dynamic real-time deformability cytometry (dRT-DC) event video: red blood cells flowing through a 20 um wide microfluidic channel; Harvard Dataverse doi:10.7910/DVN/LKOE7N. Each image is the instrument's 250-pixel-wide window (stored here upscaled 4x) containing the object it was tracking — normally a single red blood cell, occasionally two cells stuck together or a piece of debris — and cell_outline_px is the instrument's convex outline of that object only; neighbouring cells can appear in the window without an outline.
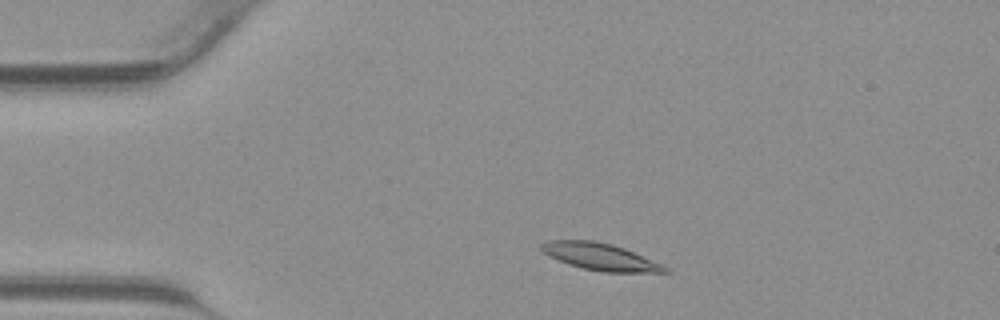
{"species": "common noctule bat (a hibernating species)", "species_latin": "Nyctalus noctula", "temperature_condition": "warm", "stored_images_in_passage": 38, "camera_frame_rate_fps": 3000, "um_per_image_px": 0.085, "animal": {"sex": "male", "body_mass_g": 23.1, "forearm_length_mm": 52.7}, "frame": {"image": 1, "passage_image": 4, "time_ms": 1.0, "image_size_px": [1000, 320], "cell_outline_px": [[672, 272], [604, 272], [580, 268], [568, 264], [548, 256], [540, 248], [540, 244], [548, 240], [592, 240], [612, 244], [624, 248], [672, 268]], "centroid_in_image_um": [51.04, 21.83], "position_along_channel_um": 34.0, "area_um2": 19.59}}
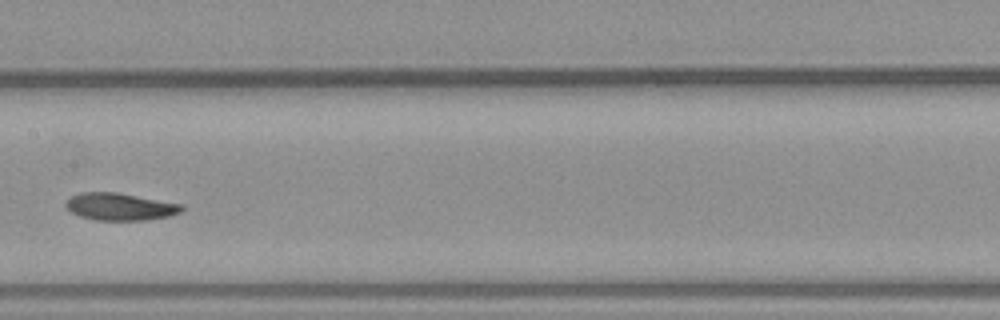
{"frame": {"image": 2, "passage_image": 17, "time_ms": 5.333, "image_size_px": [1000, 320], "cell_outline_px": [[184, 208], [180, 212], [168, 216], [148, 220], [96, 220], [80, 216], [72, 212], [64, 204], [72, 196], [80, 192], [116, 192], [184, 204]], "centroid_in_image_um": [10.23, 17.56], "position_along_channel_um": 197.2, "area_um2": 18.38}}
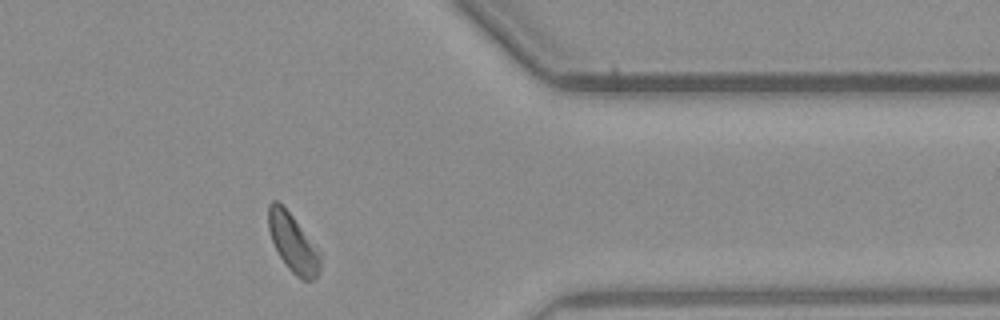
{"frame": {"image": 3, "passage_image": 30, "time_ms": 9.667, "image_size_px": [1000, 320], "cell_outline_px": [[320, 272], [312, 280], [304, 280], [296, 276], [288, 268], [280, 256], [272, 240], [268, 228], [268, 204], [272, 200], [276, 200], [292, 216], [320, 252]], "centroid_in_image_um": [24.89, 20.67], "position_along_channel_um": 386.5, "area_um2": 17.17}}